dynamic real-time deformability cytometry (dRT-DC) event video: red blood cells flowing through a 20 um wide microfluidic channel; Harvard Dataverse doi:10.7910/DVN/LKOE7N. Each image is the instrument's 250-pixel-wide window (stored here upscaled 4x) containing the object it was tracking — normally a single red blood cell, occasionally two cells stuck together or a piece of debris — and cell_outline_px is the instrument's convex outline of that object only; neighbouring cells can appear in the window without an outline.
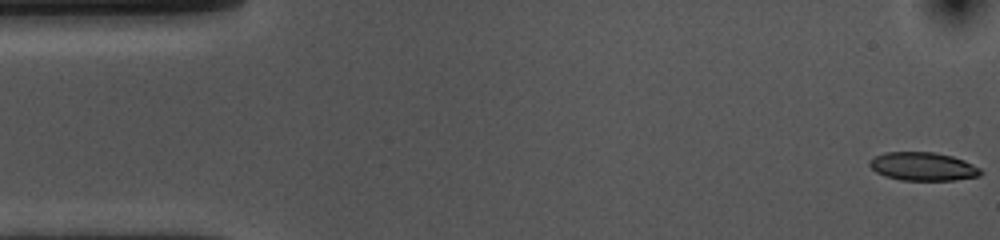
{"species": "common noctule bat (a hibernating species)", "species_latin": "Nyctalus noctula", "temperature_condition": "cold", "stored_images_in_passage": 54, "camera_frame_rate_fps": 3000, "um_per_image_px": 0.085, "animal": {"sex": "female", "body_mass_g": 10.0, "forearm_length_mm": 53.1}, "frame": {"image": 1, "passage_image": 1, "time_ms": 0.0, "image_size_px": [1000, 240], "cell_outline_px": [[984, 172], [980, 176], [952, 180], [900, 180], [884, 176], [876, 172], [868, 164], [868, 160], [884, 152], [936, 152], [952, 156], [964, 160], [980, 168]], "centroid_in_image_um": [78.45, 14.15], "position_along_channel_um": 6.6, "area_um2": 18.5}}
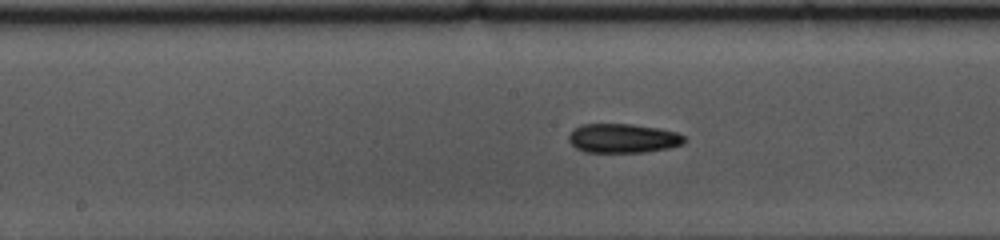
{"frame": {"image": 2, "passage_image": 26, "time_ms": 8.333, "image_size_px": [1000, 240], "cell_outline_px": [[684, 144], [668, 148], [644, 152], [584, 152], [576, 148], [568, 140], [568, 136], [580, 124], [632, 124], [660, 128], [676, 132], [684, 136]], "centroid_in_image_um": [52.95, 11.75], "position_along_channel_um": 195.2, "area_um2": 19.65}}
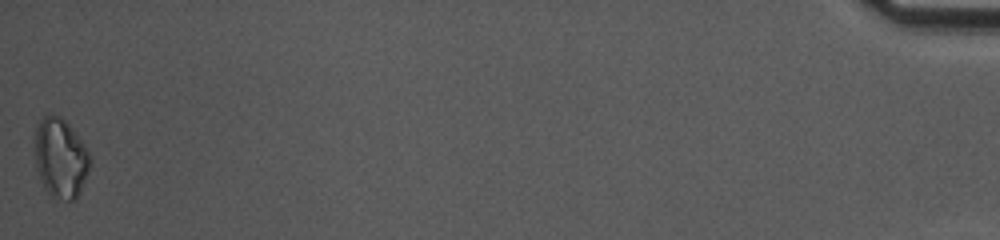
{"frame": {"image": 3, "passage_image": 54, "time_ms": 17.667, "image_size_px": [1000, 240], "cell_outline_px": [[88, 172], [80, 192], [72, 200], [56, 200], [44, 188], [40, 180], [36, 168], [36, 124], [44, 116], [60, 116], [68, 124], [88, 148]], "centroid_in_image_um": [5.14, 13.46], "position_along_channel_um": 430.1, "area_um2": 25.2}, "authors_computed_cell_mechanics": {"area_um2": 19.6231, "velocity_mm_per_s": 3.6312, "shape_relaxation_time_tau1_ms": 9.0518, "shape_relaxation_time_tau2_ms": null, "deformation_change_tau1": 0.1381, "deformation_change_tau2": null}}